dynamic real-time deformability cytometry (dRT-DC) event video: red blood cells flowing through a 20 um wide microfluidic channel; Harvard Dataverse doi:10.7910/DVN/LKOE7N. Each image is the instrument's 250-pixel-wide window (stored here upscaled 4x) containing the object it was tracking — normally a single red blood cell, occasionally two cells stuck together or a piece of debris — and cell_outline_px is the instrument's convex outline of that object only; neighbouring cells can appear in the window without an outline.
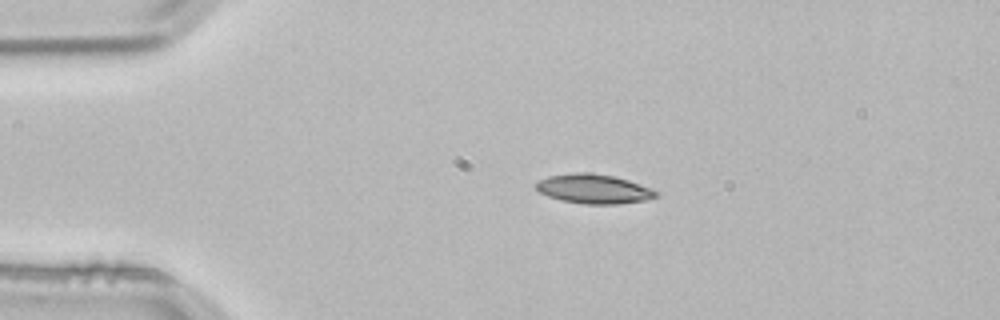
{"species": "common noctule bat (a hibernating species)", "species_latin": "Nyctalus noctula", "temperature_condition": "room temperature", "stored_images_in_passage": 2, "camera_frame_rate_fps": 3000, "um_per_image_px": 0.085, "animal": {"sex": "male", "body_mass_g": 21.5, "forearm_length_mm": 52.0}, "frame": {"image": 1, "passage_image": 1, "time_ms": 0.0, "image_size_px": [1000, 320], "cell_outline_px": [[660, 196], [644, 200], [620, 204], [584, 204], [560, 200], [548, 196], [540, 192], [536, 188], [536, 184], [540, 180], [548, 176], [576, 172], [584, 172], [612, 176], [628, 180], [652, 188], [660, 192]], "centroid_in_image_um": [50.51, 16.06], "position_along_channel_um": 34.5, "area_um2": 20.52}}